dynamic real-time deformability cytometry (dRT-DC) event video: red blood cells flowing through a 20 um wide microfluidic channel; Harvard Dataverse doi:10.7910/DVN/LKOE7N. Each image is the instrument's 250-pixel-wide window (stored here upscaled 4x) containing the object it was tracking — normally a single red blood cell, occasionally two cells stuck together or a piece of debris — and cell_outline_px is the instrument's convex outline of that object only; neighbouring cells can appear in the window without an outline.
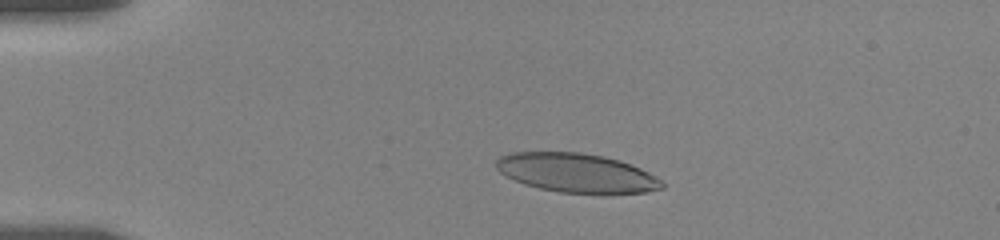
{"species": "human", "species_latin": "Homo sapiens", "temperature_condition": "room temperature", "stored_images_in_passage": 34, "camera_frame_rate_fps": 3000, "um_per_image_px": 0.085, "donor": {"sex": "female"}, "frame": {"image": 1, "passage_image": 9, "time_ms": 2.667, "image_size_px": [1000, 240], "cell_outline_px": [[664, 188], [644, 192], [560, 192], [540, 188], [524, 184], [504, 176], [496, 168], [496, 160], [500, 156], [512, 152], [580, 152], [604, 156], [620, 160], [640, 168], [664, 180]], "centroid_in_image_um": [48.99, 14.67], "position_along_channel_um": 36.0, "area_um2": 37.45}}
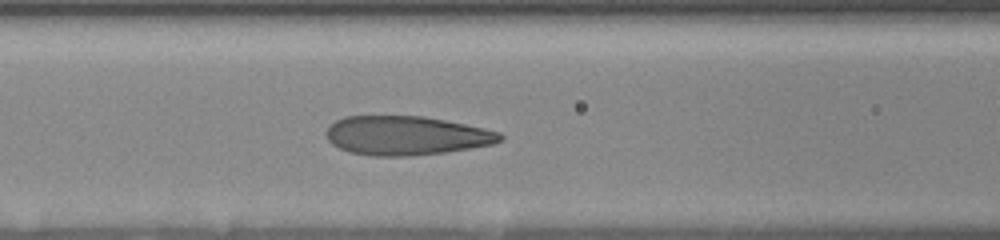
{"frame": {"image": 2, "passage_image": 27, "time_ms": 6.667, "image_size_px": [1000, 240], "cell_outline_px": [[504, 140], [492, 144], [444, 152], [412, 156], [376, 156], [348, 152], [332, 144], [328, 140], [328, 128], [336, 120], [344, 116], [424, 116], [484, 128], [500, 132], [504, 136]], "centroid_in_image_um": [34.54, 11.52], "position_along_channel_um": 132.1, "area_um2": 39.36}}
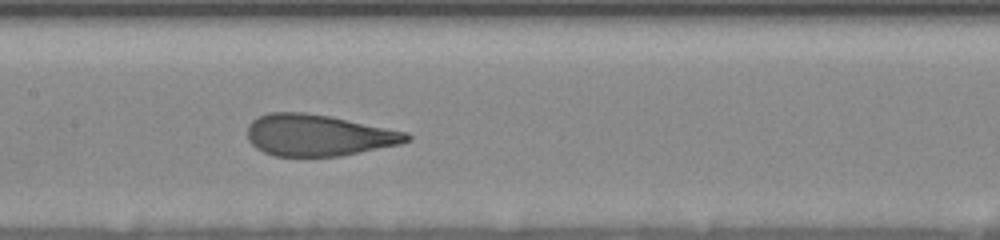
{"frame": {"image": 3, "passage_image": 33, "time_ms": 8.0, "image_size_px": [1000, 240], "cell_outline_px": [[412, 140], [400, 144], [340, 156], [276, 156], [264, 152], [256, 148], [248, 140], [248, 124], [252, 120], [268, 112], [304, 112], [328, 116], [408, 132], [412, 136]], "centroid_in_image_um": [27.06, 11.49], "position_along_channel_um": 180.3, "area_um2": 38.44}}